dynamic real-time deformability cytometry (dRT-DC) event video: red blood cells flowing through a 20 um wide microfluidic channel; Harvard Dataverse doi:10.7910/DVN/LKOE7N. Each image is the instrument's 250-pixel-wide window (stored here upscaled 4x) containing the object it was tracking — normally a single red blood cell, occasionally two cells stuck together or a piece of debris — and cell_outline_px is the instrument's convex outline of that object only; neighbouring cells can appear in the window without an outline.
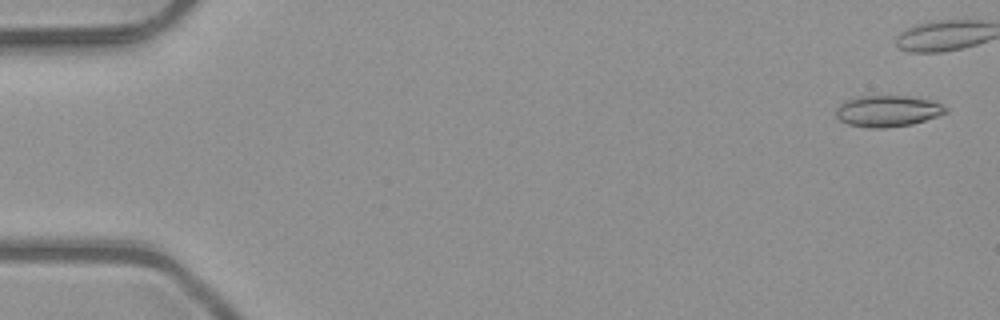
{"species": "common noctule bat (a hibernating species)", "species_latin": "Nyctalus noctula", "temperature_condition": "room temperature", "stored_images_in_passage": 4, "camera_frame_rate_fps": 3000, "um_per_image_px": 0.085, "animal": {"sex": "male", "body_mass_g": 23.1, "forearm_length_mm": 52.7}, "frame": {"image": 1, "passage_image": 1, "time_ms": 0.0, "image_size_px": [1000, 320], "cell_outline_px": [[948, 112], [912, 124], [884, 128], [868, 128], [848, 124], [840, 120], [836, 116], [836, 108], [844, 100], [860, 96], [908, 96], [928, 100], [940, 104], [948, 108]], "centroid_in_image_um": [75.41, 9.44], "position_along_channel_um": 9.6, "area_um2": 19.88}}